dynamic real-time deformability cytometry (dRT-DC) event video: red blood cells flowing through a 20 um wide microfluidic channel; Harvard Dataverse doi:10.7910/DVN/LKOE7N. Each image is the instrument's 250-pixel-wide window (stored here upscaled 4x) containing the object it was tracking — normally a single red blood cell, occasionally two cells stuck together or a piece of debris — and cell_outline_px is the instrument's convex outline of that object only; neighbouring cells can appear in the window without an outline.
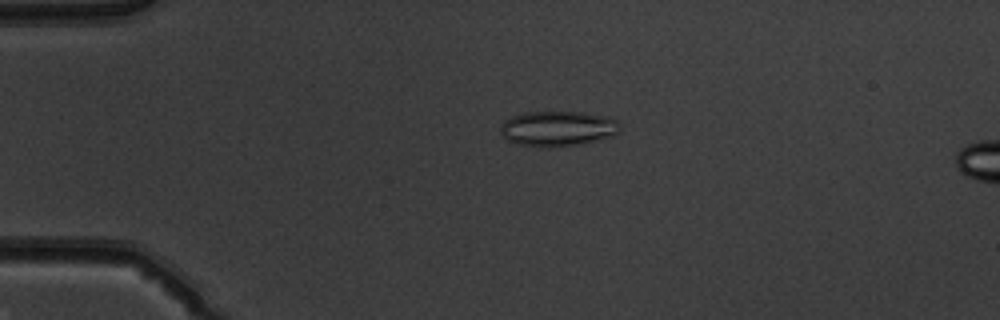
{"species": "common noctule bat (a hibernating species)", "species_latin": "Nyctalus noctula", "temperature_condition": "warm", "stored_images_in_passage": 16, "camera_frame_rate_fps": 3000, "um_per_image_px": 0.085, "animal": {"sex": "male", "body_mass_g": 19.5, "forearm_length_mm": 54.6}, "frame": {"image": 1, "passage_image": 12, "time_ms": 3.667, "image_size_px": [1000, 320], "cell_outline_px": [[620, 128], [612, 136], [580, 144], [556, 148], [540, 148], [516, 144], [504, 140], [500, 132], [500, 124], [504, 120], [512, 116], [524, 112], [584, 112], [608, 116], [616, 120], [620, 124]], "centroid_in_image_um": [47.35, 10.94], "position_along_channel_um": 37.7, "area_um2": 25.09}}